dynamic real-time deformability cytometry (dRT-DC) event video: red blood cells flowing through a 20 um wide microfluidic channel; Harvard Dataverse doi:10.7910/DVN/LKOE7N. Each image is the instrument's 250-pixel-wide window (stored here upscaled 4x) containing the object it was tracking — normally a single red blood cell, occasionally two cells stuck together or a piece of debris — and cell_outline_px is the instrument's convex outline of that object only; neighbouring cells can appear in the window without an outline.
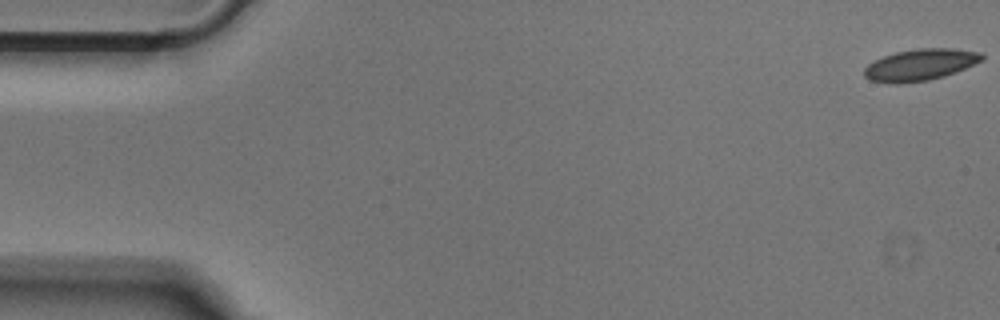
{"species": "Egyptian fruit bat (a non-hibernating species)", "species_latin": "Rousettus aegyptiacus", "temperature_condition": "cold", "stored_images_in_passage": 49, "camera_frame_rate_fps": 3000, "um_per_image_px": 0.085, "animal": {"sex": "male"}, "frame": {"image": 1, "passage_image": 1, "time_ms": 0.0, "image_size_px": [1000, 320], "cell_outline_px": [[984, 60], [956, 72], [944, 76], [928, 80], [900, 84], [896, 84], [868, 80], [864, 76], [864, 68], [868, 64], [884, 56], [896, 52], [916, 48], [952, 48], [980, 52], [984, 56]], "centroid_in_image_um": [78.22, 5.51], "position_along_channel_um": 6.8, "area_um2": 21.73}}
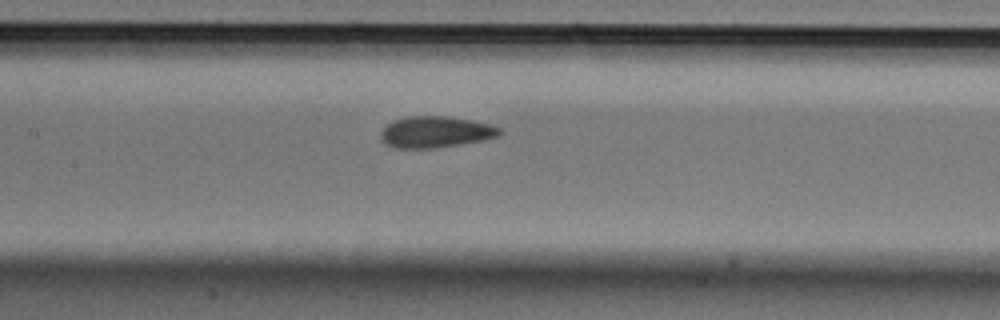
{"frame": {"image": 2, "passage_image": 24, "time_ms": 7.667, "image_size_px": [1000, 320], "cell_outline_px": [[504, 132], [500, 136], [484, 140], [436, 148], [392, 148], [384, 144], [380, 140], [380, 132], [392, 120], [408, 116], [448, 116], [472, 120], [488, 124], [500, 128]], "centroid_in_image_um": [37.0, 11.22], "position_along_channel_um": 170.4, "area_um2": 22.02}}
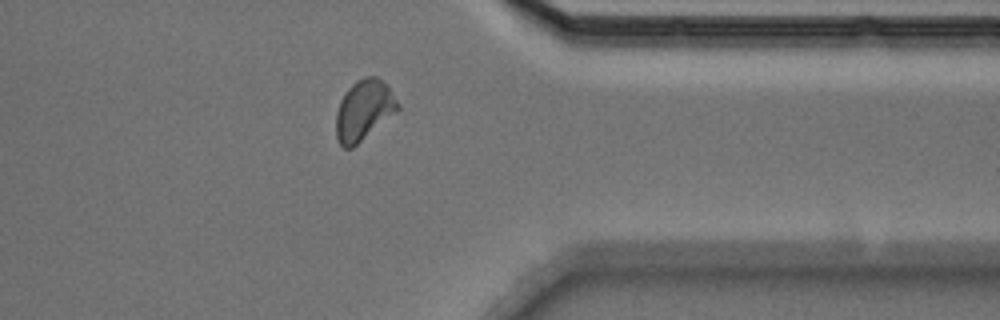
{"frame": {"image": 3, "passage_image": 41, "time_ms": 13.333, "image_size_px": [1000, 320], "cell_outline_px": [[400, 108], [352, 148], [344, 148], [340, 144], [336, 136], [336, 112], [340, 100], [348, 88], [356, 80], [364, 76], [376, 76], [388, 88], [400, 104]], "centroid_in_image_um": [30.89, 9.36], "position_along_channel_um": 380.5, "area_um2": 21.33}}